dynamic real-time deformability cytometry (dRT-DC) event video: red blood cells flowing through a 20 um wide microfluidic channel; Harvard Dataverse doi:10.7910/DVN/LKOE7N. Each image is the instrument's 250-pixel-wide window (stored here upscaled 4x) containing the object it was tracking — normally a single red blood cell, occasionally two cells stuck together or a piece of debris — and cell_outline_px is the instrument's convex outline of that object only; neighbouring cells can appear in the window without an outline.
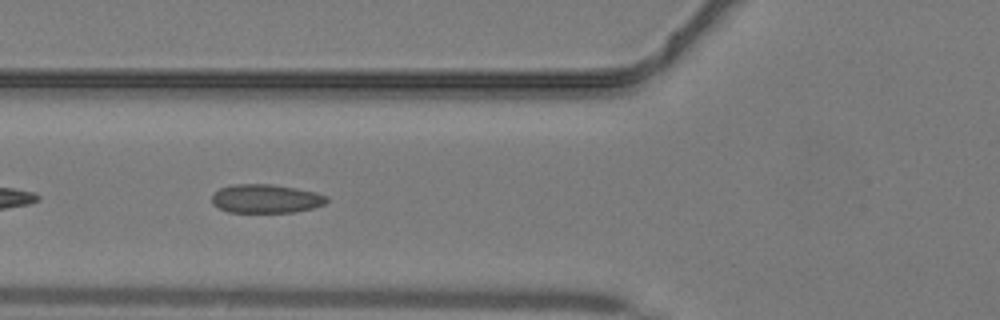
{"species": "common noctule bat (a hibernating species)", "species_latin": "Nyctalus noctula", "temperature_condition": "warm", "stored_images_in_passage": 44, "camera_frame_rate_fps": 3000, "um_per_image_px": 0.085, "animal": {"sex": "male", "body_mass_g": 19.2, "forearm_length_mm": 51.8}, "frame": {"image": 1, "passage_image": 17, "time_ms": 5.333, "image_size_px": [1000, 320], "cell_outline_px": [[328, 200], [324, 204], [312, 208], [292, 212], [228, 212], [212, 204], [212, 192], [220, 188], [232, 184], [272, 184], [296, 188], [316, 192], [328, 196]], "centroid_in_image_um": [22.58, 16.88], "position_along_channel_um": 103.2, "area_um2": 19.31}}
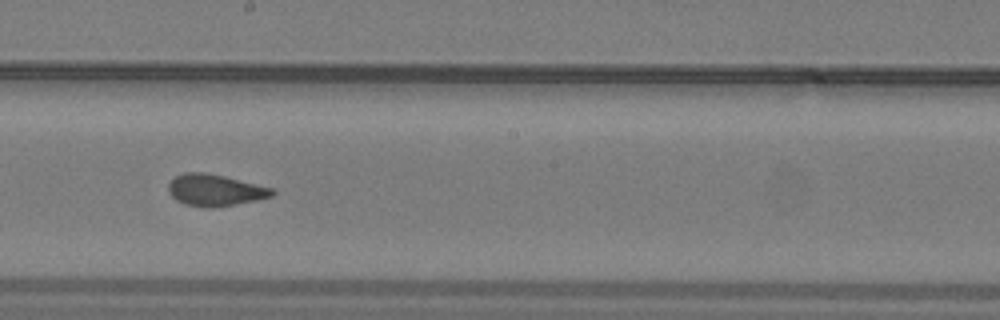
{"frame": {"image": 2, "passage_image": 25, "time_ms": 8.0, "image_size_px": [1000, 320], "cell_outline_px": [[276, 192], [272, 196], [256, 200], [212, 208], [208, 208], [184, 204], [176, 200], [168, 192], [168, 184], [176, 176], [184, 172], [208, 172], [272, 188]], "centroid_in_image_um": [18.25, 16.16], "position_along_channel_um": 230.0, "area_um2": 19.07}}
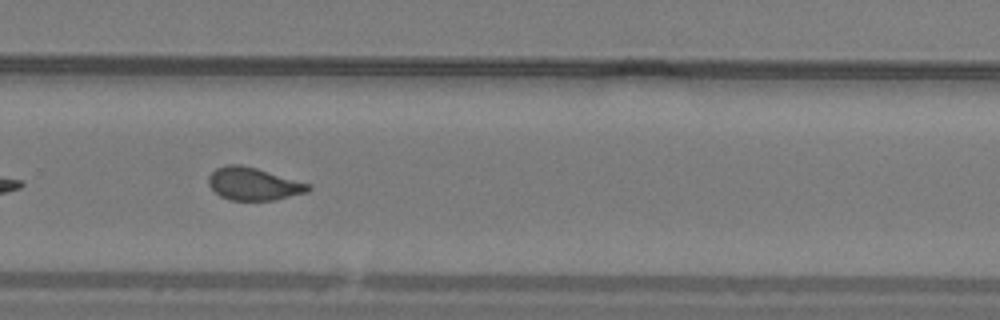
{"frame": {"image": 3, "passage_image": 30, "time_ms": 9.667, "image_size_px": [1000, 320], "cell_outline_px": [[312, 188], [308, 192], [276, 200], [228, 200], [220, 196], [208, 184], [208, 176], [216, 168], [224, 164], [240, 164], [256, 168], [308, 184]], "centroid_in_image_um": [21.51, 15.63], "position_along_channel_um": 308.3, "area_um2": 18.9}}